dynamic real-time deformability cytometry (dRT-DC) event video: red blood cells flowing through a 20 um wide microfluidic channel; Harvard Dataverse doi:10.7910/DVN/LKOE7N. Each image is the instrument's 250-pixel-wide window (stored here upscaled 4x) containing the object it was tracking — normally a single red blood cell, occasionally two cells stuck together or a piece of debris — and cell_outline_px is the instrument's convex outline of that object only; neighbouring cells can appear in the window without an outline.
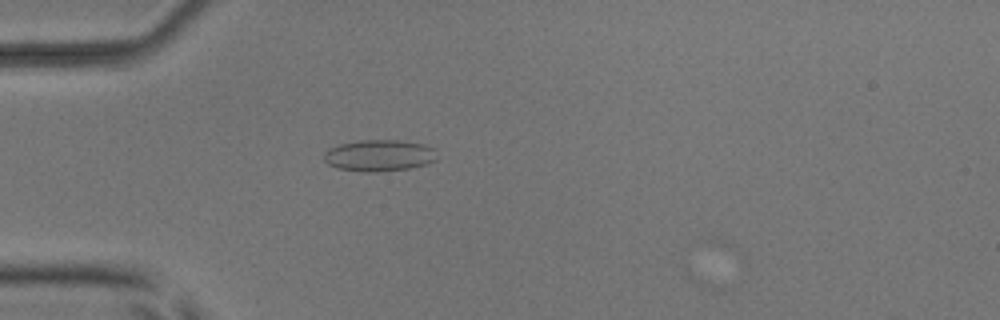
{"species": "common noctule bat (a hibernating species)", "species_latin": "Nyctalus noctula", "temperature_condition": "room temperature", "stored_images_in_passage": 5, "camera_frame_rate_fps": 3000, "um_per_image_px": 0.085, "animal": {"sex": "male", "body_mass_g": 17.9, "forearm_length_mm": 54.2}, "frame": {"image": 1, "passage_image": 4, "time_ms": 1.0, "image_size_px": [1000, 320], "cell_outline_px": [[436, 160], [428, 164], [408, 168], [376, 172], [364, 172], [336, 168], [328, 164], [324, 160], [324, 152], [328, 148], [340, 144], [360, 140], [400, 140], [424, 144], [432, 148]], "centroid_in_image_um": [32.19, 13.22], "position_along_channel_um": 52.8, "area_um2": 20.75}}